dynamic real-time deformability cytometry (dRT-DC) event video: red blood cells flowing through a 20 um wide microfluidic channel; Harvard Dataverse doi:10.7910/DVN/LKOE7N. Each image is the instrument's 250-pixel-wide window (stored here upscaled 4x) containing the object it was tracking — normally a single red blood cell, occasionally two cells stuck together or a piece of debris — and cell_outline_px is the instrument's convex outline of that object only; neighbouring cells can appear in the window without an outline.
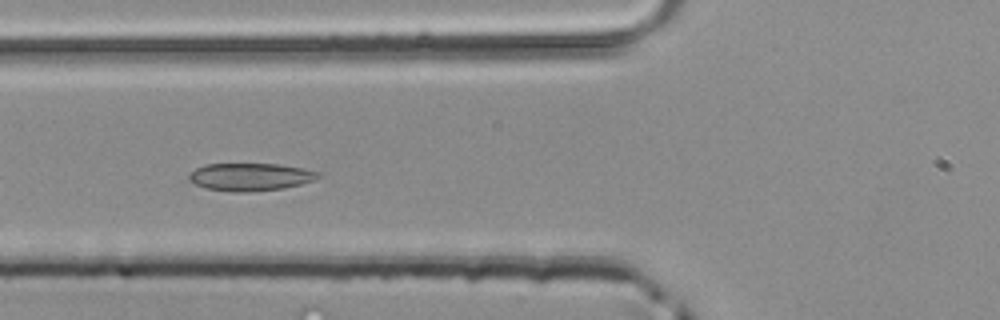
{"species": "common noctule bat (a hibernating species)", "species_latin": "Nyctalus noctula", "temperature_condition": "room temperature", "stored_images_in_passage": 29, "camera_frame_rate_fps": 3000, "um_per_image_px": 0.085, "animal": {"sex": "male", "body_mass_g": 20.4}, "frame": {"image": 1, "passage_image": 17, "time_ms": 5.333, "image_size_px": [1000, 320], "cell_outline_px": [[320, 176], [312, 180], [300, 184], [284, 188], [248, 192], [228, 192], [208, 188], [196, 184], [188, 180], [188, 176], [196, 168], [204, 164], [280, 164], [304, 168], [320, 172]], "centroid_in_image_um": [21.27, 15.03], "position_along_channel_um": 104.5, "area_um2": 20.81}}